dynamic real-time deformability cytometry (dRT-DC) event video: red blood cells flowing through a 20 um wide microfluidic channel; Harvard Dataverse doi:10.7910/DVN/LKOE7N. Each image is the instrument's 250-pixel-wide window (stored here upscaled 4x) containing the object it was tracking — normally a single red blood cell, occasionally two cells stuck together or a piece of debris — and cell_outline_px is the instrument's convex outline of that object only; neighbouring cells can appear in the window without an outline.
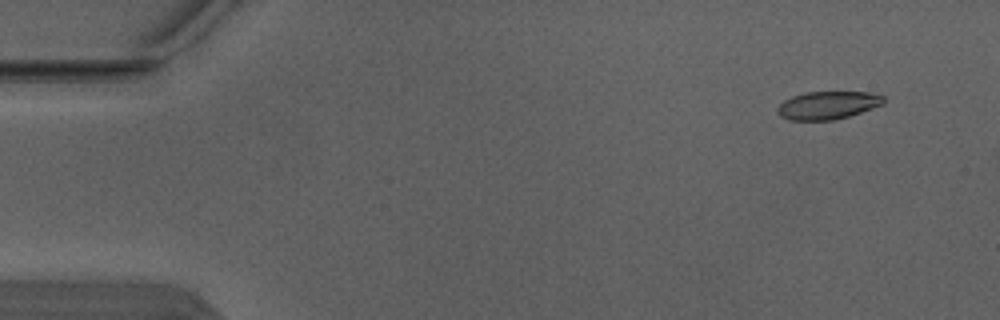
{"species": "Egyptian fruit bat (a non-hibernating species)", "species_latin": "Rousettus aegyptiacus", "temperature_condition": "warm", "stored_images_in_passage": 5, "camera_frame_rate_fps": 3000, "um_per_image_px": 0.085, "animal": {"sex": "male"}, "frame": {"image": 1, "passage_image": 2, "time_ms": 0.333, "image_size_px": [1000, 320], "cell_outline_px": [[884, 104], [848, 116], [832, 120], [788, 120], [780, 116], [776, 112], [776, 108], [784, 100], [792, 96], [804, 92], [868, 92], [884, 96]], "centroid_in_image_um": [70.32, 8.94], "position_along_channel_um": 14.7, "area_um2": 17.28}}
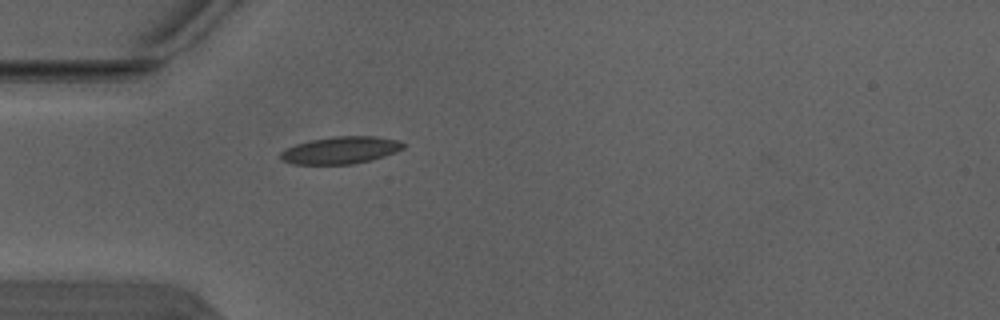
{"frame": {"image": 2, "passage_image": 5, "time_ms": 1.333, "image_size_px": [1000, 320], "cell_outline_px": [[404, 148], [396, 152], [372, 160], [352, 164], [292, 164], [284, 160], [280, 156], [280, 152], [284, 148], [296, 144], [312, 140], [332, 136], [376, 136], [400, 140], [404, 144]], "centroid_in_image_um": [28.97, 12.76], "position_along_channel_um": 56.0, "area_um2": 19.54}}